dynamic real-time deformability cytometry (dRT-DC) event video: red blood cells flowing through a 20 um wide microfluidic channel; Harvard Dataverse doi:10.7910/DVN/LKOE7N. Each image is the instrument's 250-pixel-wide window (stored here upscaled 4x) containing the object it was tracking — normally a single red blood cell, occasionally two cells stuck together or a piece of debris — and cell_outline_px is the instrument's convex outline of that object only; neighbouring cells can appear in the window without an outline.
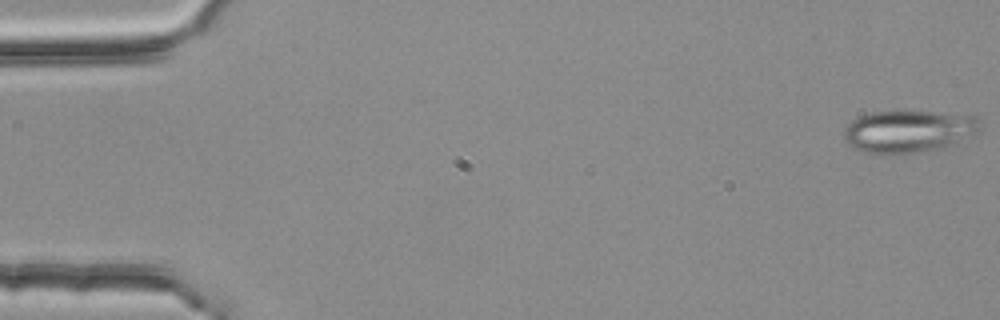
{"species": "common noctule bat (a hibernating species)", "species_latin": "Nyctalus noctula", "temperature_condition": "room temperature", "stored_images_in_passage": 54, "segment_of_instrument_passage": [1, 2], "camera_frame_rate_fps": 3000, "um_per_image_px": 0.085, "animal": {"sex": "female", "body_mass_g": 25.1}, "frame": {"image": 1, "passage_image": 1, "time_ms": 0.0, "image_size_px": [1000, 320], "cell_outline_px": [[984, 128], [980, 132], [956, 144], [940, 148], [904, 156], [884, 156], [864, 152], [852, 148], [844, 140], [844, 128], [852, 120], [860, 116], [872, 112], [932, 112], [976, 116], [980, 120]], "centroid_in_image_um": [77.25, 11.22], "position_along_channel_um": 7.8, "area_um2": 34.56}}